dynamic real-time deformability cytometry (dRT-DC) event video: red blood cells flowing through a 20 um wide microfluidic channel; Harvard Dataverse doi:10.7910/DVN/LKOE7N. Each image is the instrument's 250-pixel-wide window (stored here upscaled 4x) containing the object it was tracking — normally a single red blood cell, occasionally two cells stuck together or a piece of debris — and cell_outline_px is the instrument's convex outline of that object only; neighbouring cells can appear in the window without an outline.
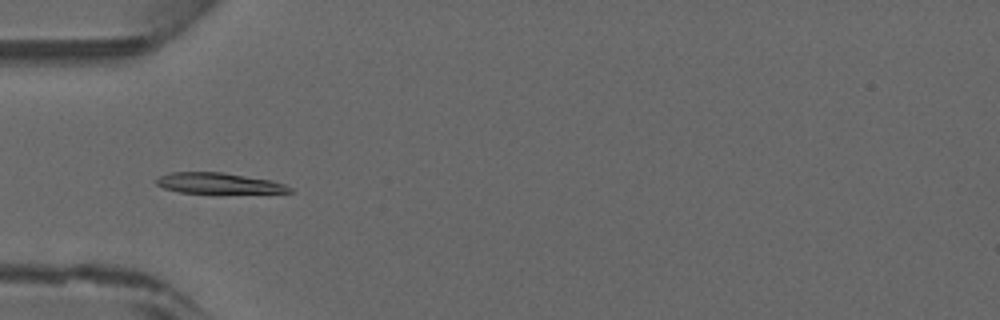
{"species": "common noctule bat (a hibernating species)", "species_latin": "Nyctalus noctula", "temperature_condition": "warm", "stored_images_in_passage": 45, "camera_frame_rate_fps": 3000, "um_per_image_px": 0.085, "animal": {"sex": "male", "forearm_length_mm": 52.5}, "frame": {"image": 1, "passage_image": 14, "time_ms": 4.333, "image_size_px": [1000, 320], "cell_outline_px": [[296, 192], [180, 192], [164, 188], [156, 184], [156, 180], [160, 176], [168, 172], [220, 172], [272, 180], [284, 184], [292, 188]], "centroid_in_image_um": [18.56, 15.56], "position_along_channel_um": 66.4, "area_um2": 15.66}}
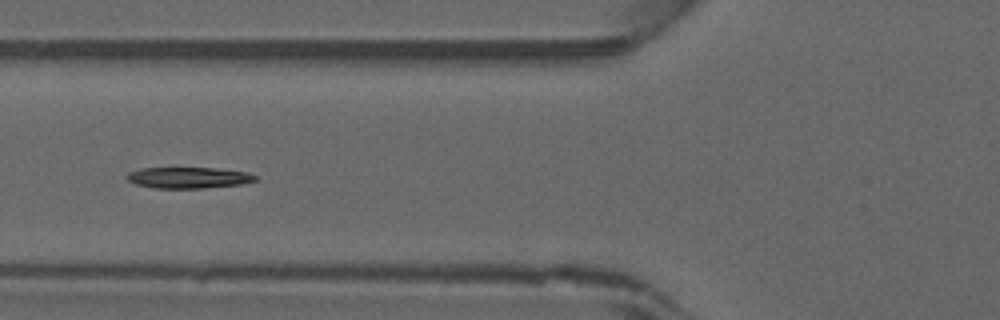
{"frame": {"image": 2, "passage_image": 17, "time_ms": 5.333, "image_size_px": [1000, 320], "cell_outline_px": [[256, 180], [244, 184], [204, 188], [156, 188], [136, 184], [128, 180], [124, 176], [128, 172], [140, 168], [216, 168], [248, 172], [256, 176]], "centroid_in_image_um": [16.02, 15.1], "position_along_channel_um": 109.8, "area_um2": 15.9}}
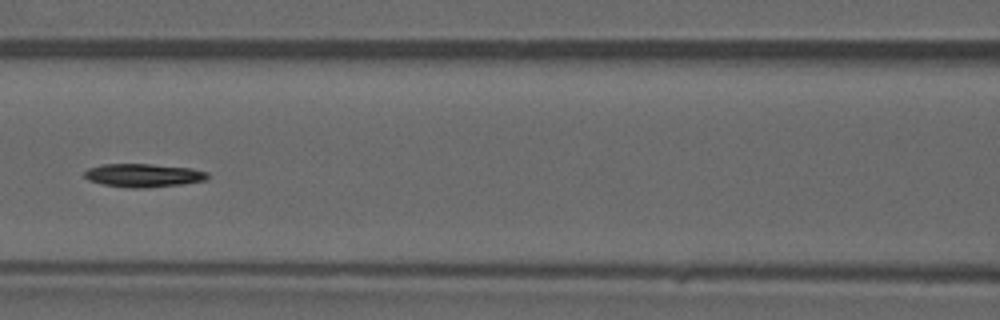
{"frame": {"image": 3, "passage_image": 20, "time_ms": 6.333, "image_size_px": [1000, 320], "cell_outline_px": [[208, 180], [184, 184], [144, 188], [132, 188], [104, 184], [88, 180], [84, 176], [84, 172], [88, 168], [100, 164], [152, 164], [192, 168], [208, 172]], "centroid_in_image_um": [12.21, 14.9], "position_along_channel_um": 154.4, "area_um2": 16.88}}